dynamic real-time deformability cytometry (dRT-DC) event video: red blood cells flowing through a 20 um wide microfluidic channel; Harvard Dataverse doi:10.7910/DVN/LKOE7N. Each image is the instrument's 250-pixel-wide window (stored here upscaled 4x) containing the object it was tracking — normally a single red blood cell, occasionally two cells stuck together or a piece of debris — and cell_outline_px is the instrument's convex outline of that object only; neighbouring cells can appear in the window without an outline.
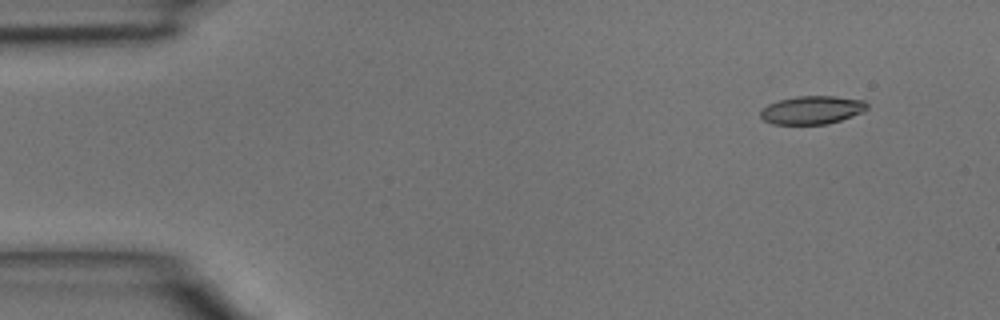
{"species": "common noctule bat (a hibernating species)", "species_latin": "Nyctalus noctula", "temperature_condition": "room temperature", "stored_images_in_passage": 2, "camera_frame_rate_fps": 3000, "um_per_image_px": 0.085, "animal": {"sex": "male", "body_mass_g": 15.6}, "frame": {"image": 1, "passage_image": 2, "time_ms": 0.333, "image_size_px": [1000, 320], "cell_outline_px": [[868, 108], [864, 112], [828, 124], [772, 124], [764, 120], [760, 116], [760, 112], [768, 104], [780, 100], [796, 96], [836, 96], [864, 100], [868, 104]], "centroid_in_image_um": [69.05, 9.35], "position_along_channel_um": 15.9, "area_um2": 17.57}}